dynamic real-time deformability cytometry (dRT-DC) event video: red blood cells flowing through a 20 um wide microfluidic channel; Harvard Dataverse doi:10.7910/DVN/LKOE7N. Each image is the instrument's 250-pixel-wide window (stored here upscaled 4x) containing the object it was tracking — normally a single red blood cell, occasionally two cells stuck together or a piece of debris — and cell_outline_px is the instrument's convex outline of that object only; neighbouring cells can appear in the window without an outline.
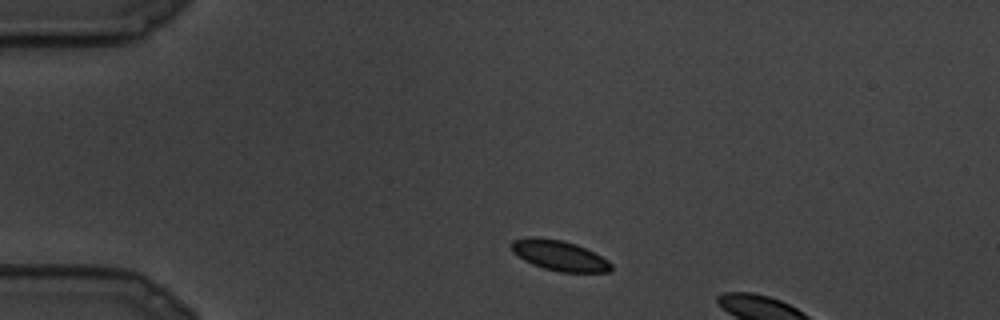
{"species": "common noctule bat (a hibernating species)", "species_latin": "Nyctalus noctula", "temperature_condition": "cold", "stored_images_in_passage": 4, "camera_frame_rate_fps": 3000, "um_per_image_px": 0.085, "animal": {"sex": "male", "body_mass_g": 19.5, "forearm_length_mm": 54.6}, "frame": {"image": 1, "passage_image": 2, "time_ms": 0.333, "image_size_px": [1000, 320], "cell_outline_px": [[612, 272], [560, 272], [544, 268], [532, 264], [524, 260], [512, 252], [508, 244], [512, 240], [528, 236], [540, 236], [560, 240], [576, 244], [608, 260], [612, 264]], "centroid_in_image_um": [47.48, 21.7], "position_along_channel_um": 37.5, "area_um2": 17.8}}